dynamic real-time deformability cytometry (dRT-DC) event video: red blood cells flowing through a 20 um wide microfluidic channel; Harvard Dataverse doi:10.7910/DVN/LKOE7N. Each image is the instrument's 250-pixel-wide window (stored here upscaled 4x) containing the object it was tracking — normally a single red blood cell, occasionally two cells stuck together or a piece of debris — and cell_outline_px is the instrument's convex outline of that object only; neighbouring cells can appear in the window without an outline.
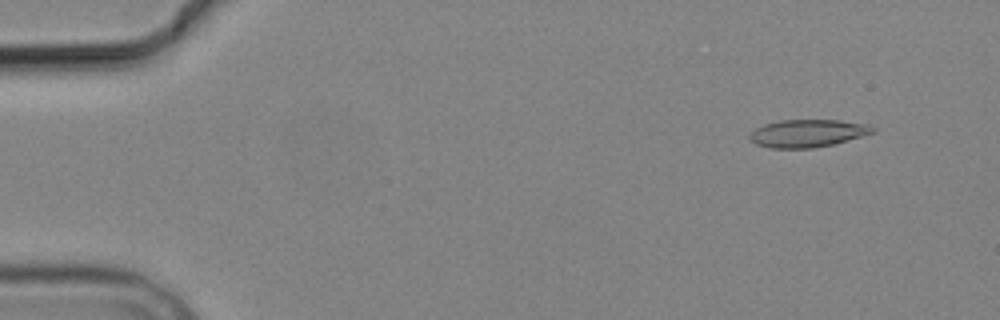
{"species": "common noctule bat (a hibernating species)", "species_latin": "Nyctalus noctula", "temperature_condition": "cold", "stored_images_in_passage": 5, "camera_frame_rate_fps": 3000, "um_per_image_px": 0.085, "animal": {"sex": "male", "body_mass_g": 19.2, "forearm_length_mm": 51.8}, "frame": {"image": 1, "passage_image": 2, "time_ms": 1.0, "image_size_px": [1000, 320], "cell_outline_px": [[876, 132], [832, 144], [812, 148], [772, 148], [756, 144], [748, 140], [748, 136], [756, 128], [764, 124], [780, 120], [840, 120], [864, 124], [876, 128]], "centroid_in_image_um": [68.61, 11.33], "position_along_channel_um": 16.4, "area_um2": 19.71}}
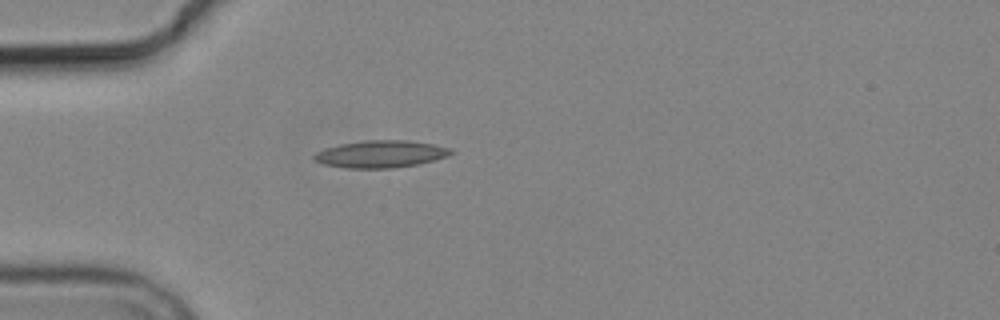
{"frame": {"image": 2, "passage_image": 5, "time_ms": 4.667, "image_size_px": [1000, 320], "cell_outline_px": [[456, 152], [448, 156], [416, 164], [392, 168], [344, 168], [324, 164], [312, 160], [312, 156], [316, 152], [324, 148], [340, 144], [364, 140], [408, 140], [432, 144], [452, 148]], "centroid_in_image_um": [32.34, 13.09], "position_along_channel_um": 52.7, "area_um2": 21.79}}